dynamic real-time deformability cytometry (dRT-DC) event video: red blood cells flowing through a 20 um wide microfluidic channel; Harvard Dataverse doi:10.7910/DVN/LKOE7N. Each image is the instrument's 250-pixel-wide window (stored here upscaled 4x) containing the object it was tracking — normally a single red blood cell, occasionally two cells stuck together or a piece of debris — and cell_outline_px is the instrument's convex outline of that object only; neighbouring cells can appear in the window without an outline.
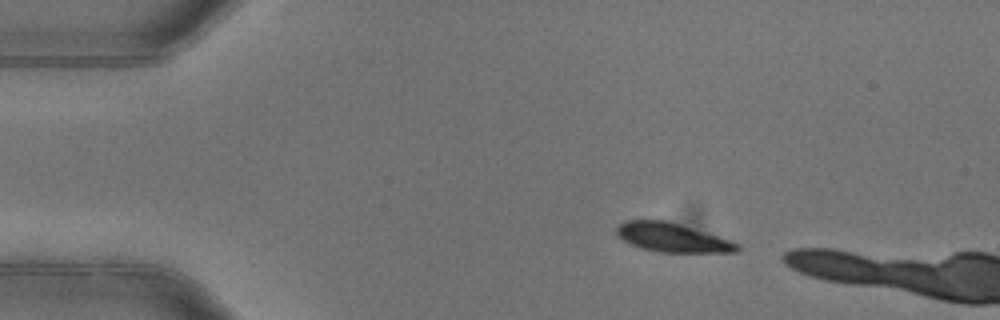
{"species": "common noctule bat (a hibernating species)", "species_latin": "Nyctalus noctula", "temperature_condition": "warm", "stored_images_in_passage": 2, "camera_frame_rate_fps": 3000, "um_per_image_px": 0.085, "animal": {"sex": "female"}, "frame": {"image": 1, "passage_image": 1, "time_ms": 0.0, "image_size_px": [1000, 320], "cell_outline_px": [[740, 252], [656, 252], [640, 248], [616, 236], [616, 228], [620, 224], [628, 220], [668, 220], [740, 244]], "centroid_in_image_um": [57.12, 20.2], "position_along_channel_um": 27.9, "area_um2": 20.17}}